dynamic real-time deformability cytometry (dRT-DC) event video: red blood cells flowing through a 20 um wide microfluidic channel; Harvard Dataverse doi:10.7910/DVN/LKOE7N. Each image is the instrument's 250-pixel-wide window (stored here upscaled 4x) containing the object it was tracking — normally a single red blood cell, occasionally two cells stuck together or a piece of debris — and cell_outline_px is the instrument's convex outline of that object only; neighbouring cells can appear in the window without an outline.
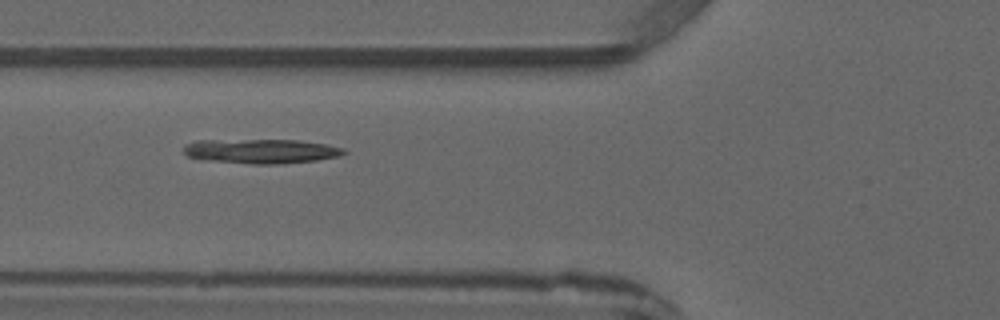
{"species": "common noctule bat (a hibernating species)", "species_latin": "Nyctalus noctula", "temperature_condition": "warm", "stored_images_in_passage": 7, "camera_frame_rate_fps": 3000, "um_per_image_px": 0.085, "animal": {"sex": "male", "forearm_length_mm": 52.5}, "frame": {"image": 1, "passage_image": 6, "time_ms": 6.667, "image_size_px": [1000, 320], "cell_outline_px": [[348, 152], [340, 156], [316, 160], [276, 164], [252, 164], [212, 160], [188, 156], [184, 152], [184, 144], [196, 140], [300, 140], [324, 144], [344, 148]], "centroid_in_image_um": [22.23, 12.84], "position_along_channel_um": 103.6, "area_um2": 22.66}}
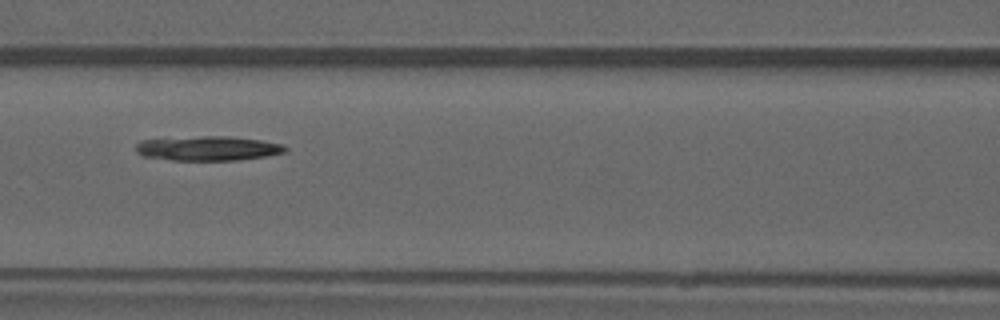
{"frame": {"image": 2, "passage_image": 7, "time_ms": 7.667, "image_size_px": [1000, 320], "cell_outline_px": [[288, 152], [264, 156], [236, 160], [172, 160], [144, 156], [136, 152], [136, 144], [140, 140], [200, 136], [228, 136], [260, 140], [284, 144], [288, 148]], "centroid_in_image_um": [17.7, 12.6], "position_along_channel_um": 148.9, "area_um2": 21.33}}